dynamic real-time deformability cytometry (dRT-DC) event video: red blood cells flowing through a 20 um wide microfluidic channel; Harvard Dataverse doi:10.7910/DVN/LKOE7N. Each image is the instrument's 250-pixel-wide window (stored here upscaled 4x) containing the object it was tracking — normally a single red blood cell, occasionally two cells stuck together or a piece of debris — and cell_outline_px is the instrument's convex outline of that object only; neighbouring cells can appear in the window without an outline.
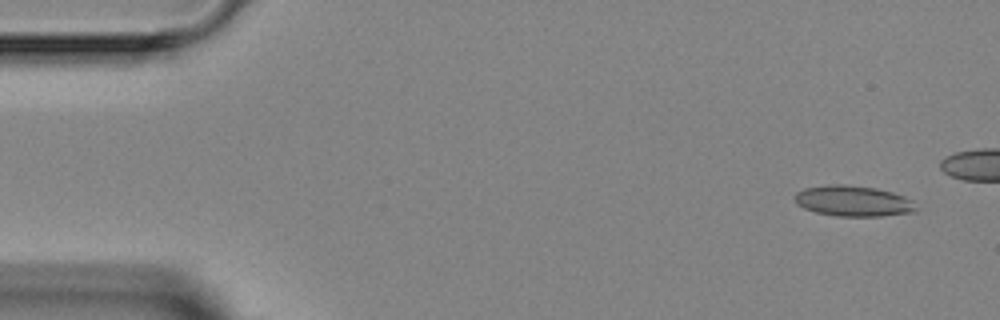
{"species": "Egyptian fruit bat (a non-hibernating species)", "species_latin": "Rousettus aegyptiacus", "temperature_condition": "room temperature", "stored_images_in_passage": 6, "camera_frame_rate_fps": 3000, "um_per_image_px": 0.085, "animal": {"sex": "female"}, "frame": {"image": 1, "passage_image": 1, "time_ms": 0.0, "image_size_px": [1000, 320], "cell_outline_px": [[916, 212], [880, 216], [836, 216], [816, 212], [804, 208], [796, 204], [796, 192], [804, 188], [828, 184], [844, 184], [876, 188], [892, 192], [904, 196], [912, 200], [916, 208]], "centroid_in_image_um": [72.52, 17.08], "position_along_channel_um": 12.5, "area_um2": 21.73}}
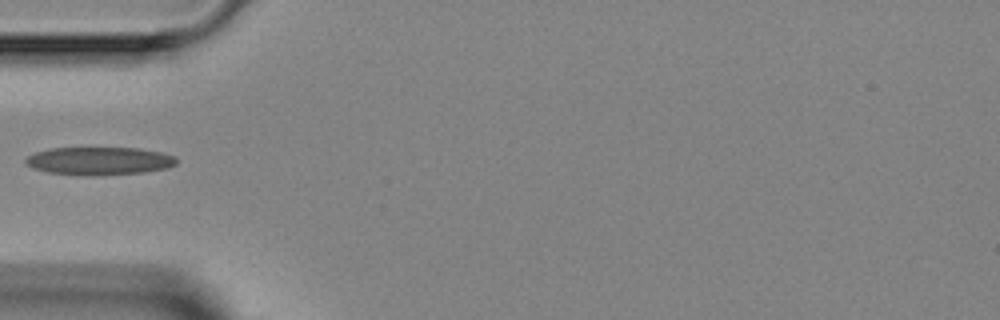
{"frame": {"image": 2, "passage_image": 5, "time_ms": 6.0, "image_size_px": [1000, 320], "cell_outline_px": [[176, 164], [168, 168], [144, 172], [92, 176], [88, 176], [48, 172], [32, 168], [24, 164], [24, 160], [28, 156], [36, 152], [48, 148], [140, 148], [160, 152], [176, 156]], "centroid_in_image_um": [8.42, 13.68], "position_along_channel_um": 76.6, "area_um2": 24.74}}